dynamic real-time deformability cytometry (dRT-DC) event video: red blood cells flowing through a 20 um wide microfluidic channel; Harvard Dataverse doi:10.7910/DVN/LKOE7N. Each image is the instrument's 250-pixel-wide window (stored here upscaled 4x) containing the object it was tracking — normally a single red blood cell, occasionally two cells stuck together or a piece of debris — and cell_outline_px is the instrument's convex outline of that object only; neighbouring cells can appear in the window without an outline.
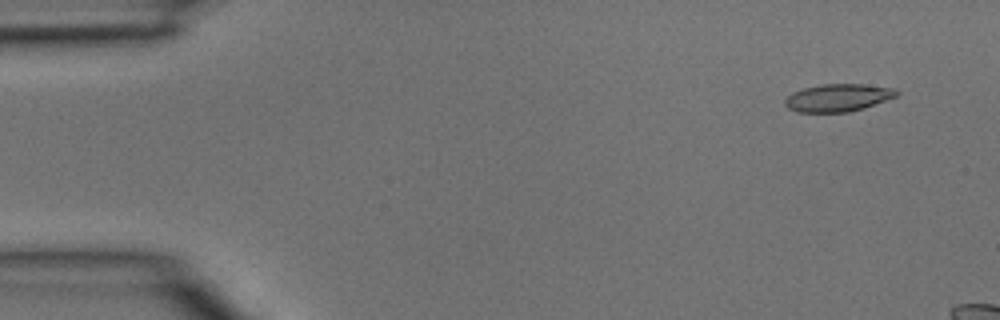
{"species": "common noctule bat (a hibernating species)", "species_latin": "Nyctalus noctula", "temperature_condition": "room temperature", "stored_images_in_passage": 7, "camera_frame_rate_fps": 3000, "um_per_image_px": 0.085, "animal": {"sex": "male", "body_mass_g": 15.6}, "frame": {"image": 1, "passage_image": 1, "time_ms": 0.0, "image_size_px": [1000, 320], "cell_outline_px": [[900, 92], [896, 96], [864, 108], [848, 112], [796, 112], [788, 108], [784, 104], [784, 100], [792, 92], [804, 88], [820, 84], [864, 84], [896, 88]], "centroid_in_image_um": [71.22, 8.3], "position_along_channel_um": 13.8, "area_um2": 18.03}}